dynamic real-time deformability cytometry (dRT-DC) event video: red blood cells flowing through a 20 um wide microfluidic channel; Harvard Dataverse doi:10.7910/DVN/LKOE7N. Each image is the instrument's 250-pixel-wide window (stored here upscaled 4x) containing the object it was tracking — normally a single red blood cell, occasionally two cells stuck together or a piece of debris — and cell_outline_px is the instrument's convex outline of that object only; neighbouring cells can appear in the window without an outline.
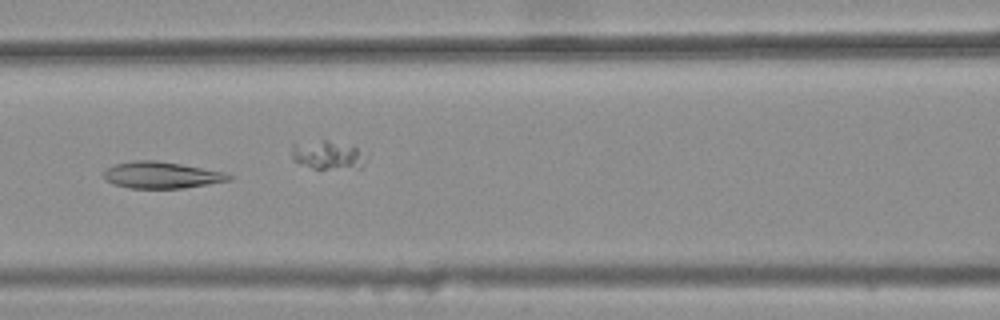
{"species": "common noctule bat (a hibernating species)", "species_latin": "Nyctalus noctula", "temperature_condition": "warm", "stored_images_in_passage": 39, "camera_frame_rate_fps": 3000, "um_per_image_px": 0.085, "animal": {"sex": "female", "body_mass_g": 25.1}, "frame": {"image": 1, "passage_image": 17, "time_ms": 5.333, "image_size_px": [1000, 320], "cell_outline_px": [[232, 180], [184, 188], [128, 188], [112, 184], [104, 180], [104, 172], [108, 168], [116, 164], [132, 160], [156, 160], [180, 164], [224, 172], [232, 176]], "centroid_in_image_um": [13.7, 14.88], "position_along_channel_um": 152.9, "area_um2": 19.36}, "authors_computed_cell_mechanics": {"area_um2": 19.8832, "velocity_mm_per_s": 3.8634, "shape_relaxation_time_tau1_ms": null, "shape_relaxation_time_tau2_ms": 7.4844, "deformation_change_tau1": null, "deformation_change_tau2": 0.1597}}